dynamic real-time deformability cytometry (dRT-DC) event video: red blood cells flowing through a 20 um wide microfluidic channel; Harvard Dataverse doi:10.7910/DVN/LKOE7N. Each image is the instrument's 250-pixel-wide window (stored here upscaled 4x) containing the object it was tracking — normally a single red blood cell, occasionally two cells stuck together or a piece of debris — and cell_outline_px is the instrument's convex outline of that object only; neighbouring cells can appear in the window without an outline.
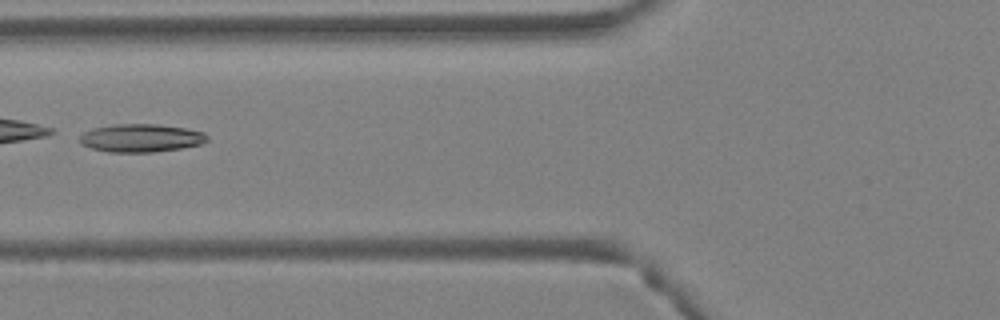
{"species": "Egyptian fruit bat (a non-hibernating species)", "species_latin": "Rousettus aegyptiacus", "temperature_condition": "warm", "stored_images_in_passage": 5, "camera_frame_rate_fps": 3000, "um_per_image_px": 0.085, "animal": {"sex": "female"}, "frame": {"image": 1, "passage_image": 5, "time_ms": 1.333, "image_size_px": [1000, 320], "cell_outline_px": [[208, 140], [204, 144], [180, 148], [152, 152], [108, 152], [92, 148], [80, 144], [80, 136], [84, 132], [92, 128], [112, 124], [156, 124], [184, 128], [204, 132], [208, 136]], "centroid_in_image_um": [11.98, 11.73], "position_along_channel_um": 113.8, "area_um2": 20.92}}